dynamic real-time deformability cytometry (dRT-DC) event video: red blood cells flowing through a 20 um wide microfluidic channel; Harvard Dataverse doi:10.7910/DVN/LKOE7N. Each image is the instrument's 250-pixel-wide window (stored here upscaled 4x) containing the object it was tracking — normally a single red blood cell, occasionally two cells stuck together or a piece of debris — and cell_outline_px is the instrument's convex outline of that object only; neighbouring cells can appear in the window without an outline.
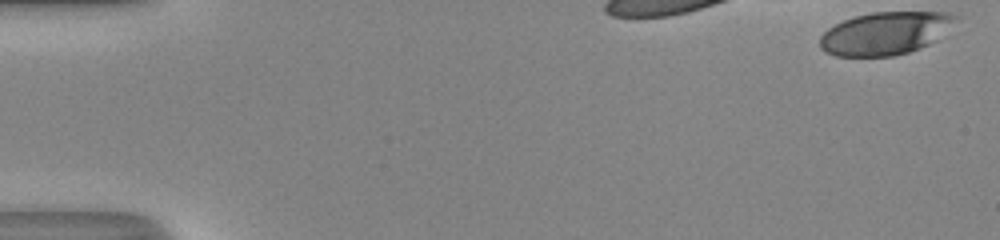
{"species": "human", "species_latin": "Homo sapiens", "temperature_condition": "room temperature", "stored_images_in_passage": 16, "camera_frame_rate_fps": 3000, "um_per_image_px": 0.085, "donor": {"sex": "male"}, "frame": {"image": 1, "passage_image": 1, "time_ms": 0.0, "image_size_px": [1000, 240], "cell_outline_px": [[960, 16], [936, 40], [920, 48], [908, 52], [892, 56], [836, 56], [824, 52], [820, 48], [820, 36], [828, 28], [844, 20], [856, 16], [872, 12], [948, 12]], "centroid_in_image_um": [75.23, 2.83], "position_along_channel_um": 9.8, "area_um2": 33.7}}
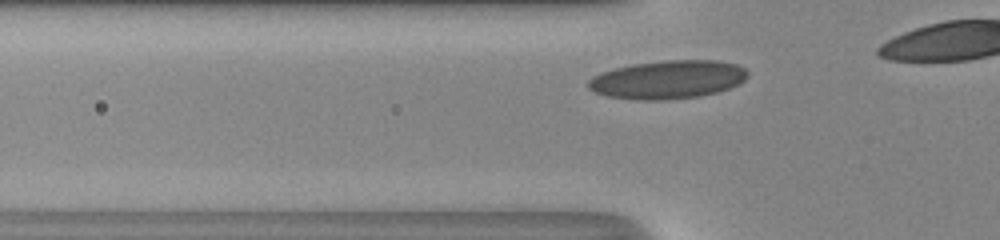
{"frame": {"image": 2, "passage_image": 10, "time_ms": 3.0, "image_size_px": [1000, 240], "cell_outline_px": [[748, 76], [740, 84], [716, 92], [700, 96], [668, 100], [636, 100], [608, 96], [596, 92], [588, 88], [588, 80], [592, 76], [600, 72], [632, 64], [668, 60], [720, 60], [736, 64], [744, 68], [748, 72]], "centroid_in_image_um": [56.77, 6.76], "position_along_channel_um": 69.0, "area_um2": 35.78}}